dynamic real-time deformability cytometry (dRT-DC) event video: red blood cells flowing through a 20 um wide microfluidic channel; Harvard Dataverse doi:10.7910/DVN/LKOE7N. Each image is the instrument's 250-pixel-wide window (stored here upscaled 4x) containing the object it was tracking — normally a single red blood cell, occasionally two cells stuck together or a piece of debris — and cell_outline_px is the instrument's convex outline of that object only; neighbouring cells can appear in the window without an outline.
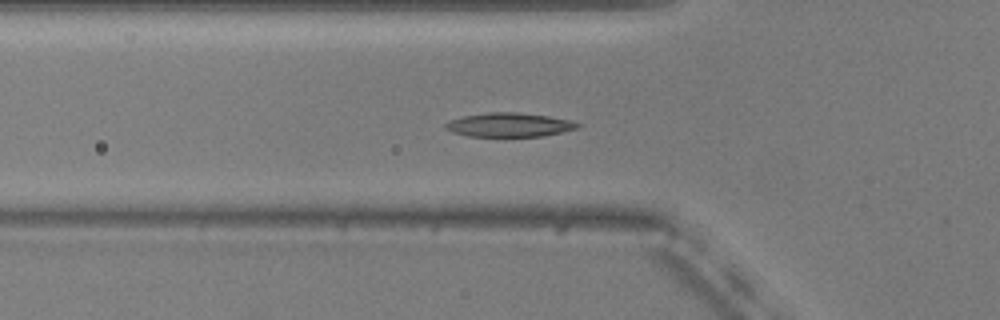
{"species": "common noctule bat (a hibernating species)", "species_latin": "Nyctalus noctula", "temperature_condition": "warm", "stored_images_in_passage": 55, "camera_frame_rate_fps": 3000, "um_per_image_px": 0.085, "animal": {"sex": "male", "body_mass_g": 20.5, "forearm_length_mm": 52.5}, "frame": {"image": 1, "passage_image": 19, "time_ms": 6.0, "image_size_px": [1000, 320], "cell_outline_px": [[584, 124], [580, 128], [544, 136], [468, 136], [452, 132], [444, 128], [444, 124], [452, 120], [464, 116], [488, 112], [516, 112], [548, 116], [568, 120]], "centroid_in_image_um": [43.32, 10.61], "position_along_channel_um": 82.5, "area_um2": 18.44}}
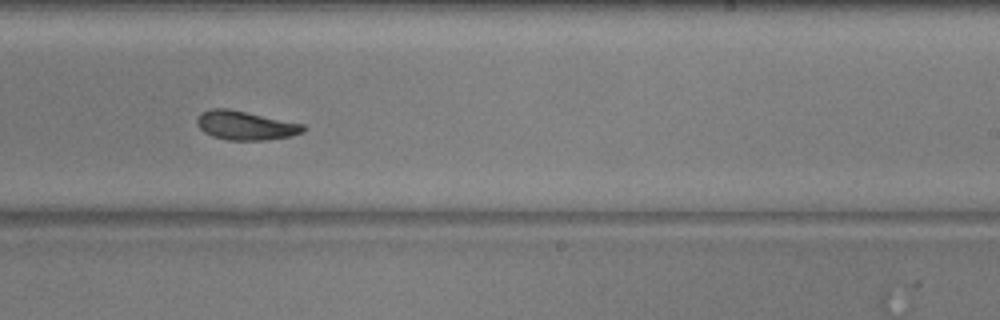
{"frame": {"image": 2, "passage_image": 34, "time_ms": 11.0, "image_size_px": [1000, 320], "cell_outline_px": [[308, 128], [304, 132], [292, 136], [268, 140], [228, 140], [212, 136], [204, 132], [196, 124], [196, 120], [200, 112], [212, 108], [228, 108], [304, 124]], "centroid_in_image_um": [20.88, 10.66], "position_along_channel_um": 268.1, "area_um2": 18.15}}
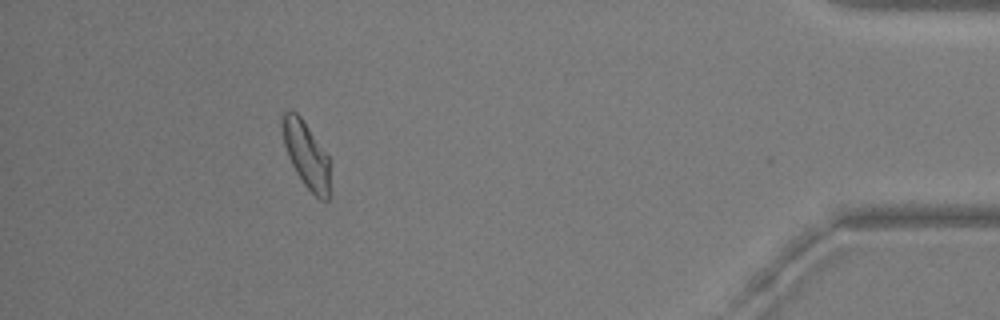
{"frame": {"image": 3, "passage_image": 50, "time_ms": 16.333, "image_size_px": [1000, 320], "cell_outline_px": [[328, 200], [320, 200], [304, 184], [296, 172], [288, 156], [284, 144], [280, 124], [280, 116], [288, 108], [292, 108], [300, 116], [328, 156]], "centroid_in_image_um": [25.96, 13.06], "position_along_channel_um": 409.2, "area_um2": 18.15}, "authors_computed_cell_mechanics": {"area_um2": 18.4382, "velocity_mm_per_s": 3.693, "shape_relaxation_time_tau1_ms": 3.2541, "shape_relaxation_time_tau2_ms": 4.9172, "deformation_change_tau1": 0.1239, "deformation_change_tau2": 0.0801}}